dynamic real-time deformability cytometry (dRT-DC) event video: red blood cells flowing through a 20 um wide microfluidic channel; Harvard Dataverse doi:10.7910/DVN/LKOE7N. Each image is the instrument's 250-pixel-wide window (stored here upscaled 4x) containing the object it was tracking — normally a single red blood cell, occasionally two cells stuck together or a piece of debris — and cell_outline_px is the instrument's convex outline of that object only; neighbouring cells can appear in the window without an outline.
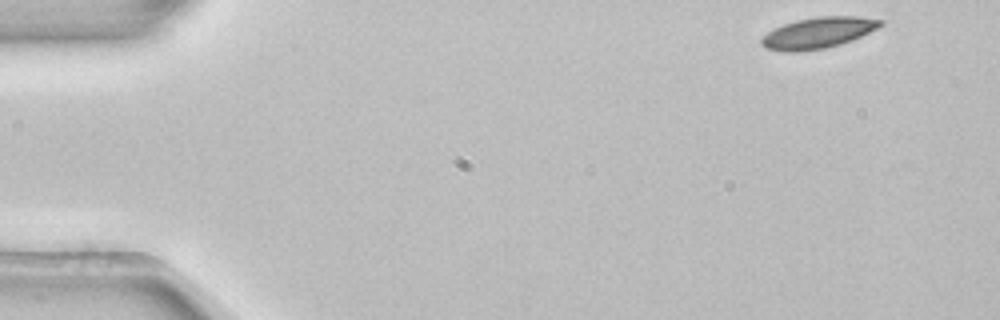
{"species": "common noctule bat (a hibernating species)", "species_latin": "Nyctalus noctula", "temperature_condition": "room temperature", "stored_images_in_passage": 5, "segment_of_instrument_passage": [2, 2], "camera_frame_rate_fps": 3000, "um_per_image_px": 0.085, "animal": {"sex": "female", "body_mass_g": 22.7, "forearm_length_mm": 54.2}, "frame": {"image": 1, "passage_image": 5, "time_ms": 1.333, "image_size_px": [1000, 320], "cell_outline_px": [[884, 24], [852, 40], [840, 44], [824, 48], [796, 52], [784, 52], [764, 48], [760, 44], [760, 40], [768, 32], [784, 24], [796, 20], [820, 16], [856, 16], [884, 20]], "centroid_in_image_um": [69.52, 2.79], "position_along_channel_um": 15.5, "area_um2": 21.39}}